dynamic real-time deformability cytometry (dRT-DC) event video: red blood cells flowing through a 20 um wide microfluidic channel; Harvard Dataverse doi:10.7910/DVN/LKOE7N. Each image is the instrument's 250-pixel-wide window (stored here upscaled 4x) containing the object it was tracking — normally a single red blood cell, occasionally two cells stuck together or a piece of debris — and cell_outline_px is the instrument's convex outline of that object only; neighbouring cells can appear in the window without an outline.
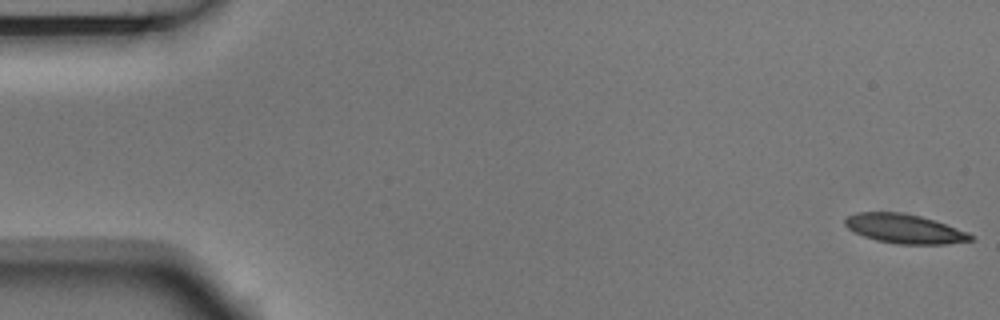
{"species": "Egyptian fruit bat (a non-hibernating species)", "species_latin": "Rousettus aegyptiacus", "temperature_condition": "room temperature", "stored_images_in_passage": 5, "segment_of_instrument_passage": [1, 2], "camera_frame_rate_fps": 3000, "um_per_image_px": 0.085, "animal": {"sex": "male"}, "frame": {"image": 1, "passage_image": 1, "time_ms": 0.0, "image_size_px": [1000, 320], "cell_outline_px": [[976, 240], [944, 244], [900, 244], [876, 240], [864, 236], [848, 228], [844, 224], [844, 220], [848, 216], [856, 212], [900, 212], [920, 216], [968, 232]], "centroid_in_image_um": [76.87, 19.44], "position_along_channel_um": 8.1, "area_um2": 21.15}}